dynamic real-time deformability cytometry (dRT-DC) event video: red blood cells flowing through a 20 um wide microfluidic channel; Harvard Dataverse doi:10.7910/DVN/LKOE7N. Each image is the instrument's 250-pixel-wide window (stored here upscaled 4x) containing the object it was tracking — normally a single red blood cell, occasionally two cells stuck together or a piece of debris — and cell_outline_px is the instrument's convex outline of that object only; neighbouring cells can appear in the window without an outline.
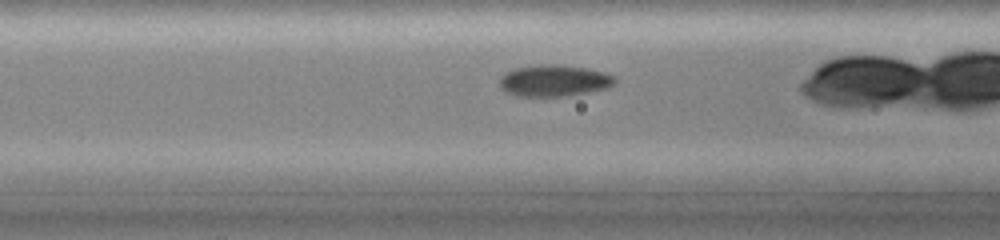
{"species": "common noctule bat (a hibernating species)", "species_latin": "Nyctalus noctula", "temperature_condition": "cold", "stored_images_in_passage": 22, "camera_frame_rate_fps": 3000, "um_per_image_px": 0.085, "animal": {"sex": "female", "body_mass_g": 19.0, "forearm_length_mm": 51.5}, "frame": {"image": 1, "passage_image": 6, "time_ms": 1.667, "image_size_px": [1000, 240], "cell_outline_px": [[616, 84], [608, 88], [568, 96], [516, 96], [504, 92], [500, 88], [500, 76], [516, 68], [544, 64], [552, 64], [584, 68], [604, 72], [612, 76], [616, 80]], "centroid_in_image_um": [47.08, 6.87], "position_along_channel_um": 119.5, "area_um2": 21.1}}